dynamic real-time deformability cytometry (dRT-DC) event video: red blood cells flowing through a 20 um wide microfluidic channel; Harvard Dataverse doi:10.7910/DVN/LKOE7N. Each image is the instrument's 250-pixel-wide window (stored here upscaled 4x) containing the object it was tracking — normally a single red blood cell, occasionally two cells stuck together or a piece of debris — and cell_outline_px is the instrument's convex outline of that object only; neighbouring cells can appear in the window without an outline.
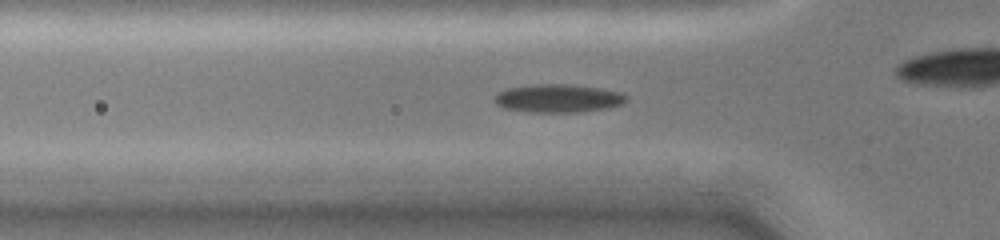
{"species": "common noctule bat (a hibernating species)", "species_latin": "Nyctalus noctula", "temperature_condition": "cold", "stored_images_in_passage": 41, "camera_frame_rate_fps": 3000, "um_per_image_px": 0.085, "animal": {"sex": "female", "body_mass_g": 19.0, "forearm_length_mm": 51.5}, "frame": {"image": 1, "passage_image": 7, "time_ms": 2.0, "image_size_px": [1000, 240], "cell_outline_px": [[628, 100], [620, 104], [608, 108], [572, 112], [528, 112], [504, 108], [496, 104], [492, 100], [492, 96], [496, 92], [508, 88], [536, 84], [564, 84], [600, 88], [620, 92], [628, 96]], "centroid_in_image_um": [47.38, 8.36], "position_along_channel_um": 78.4, "area_um2": 21.73}}
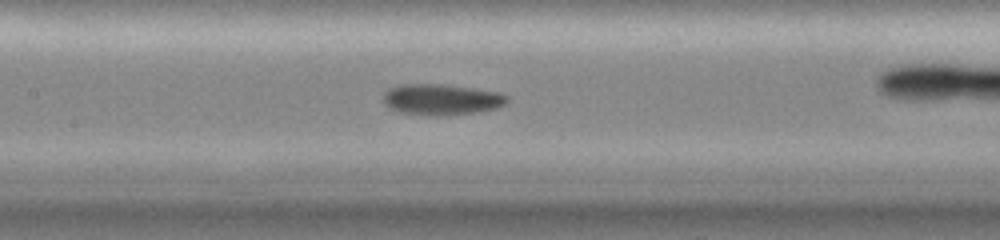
{"frame": {"image": 2, "passage_image": 14, "time_ms": 4.333, "image_size_px": [1000, 240], "cell_outline_px": [[508, 100], [504, 104], [496, 108], [476, 112], [440, 116], [428, 116], [396, 112], [388, 108], [384, 104], [384, 92], [388, 88], [400, 84], [440, 84], [472, 88], [500, 92], [508, 96]], "centroid_in_image_um": [37.47, 8.46], "position_along_channel_um": 169.9, "area_um2": 22.6}}
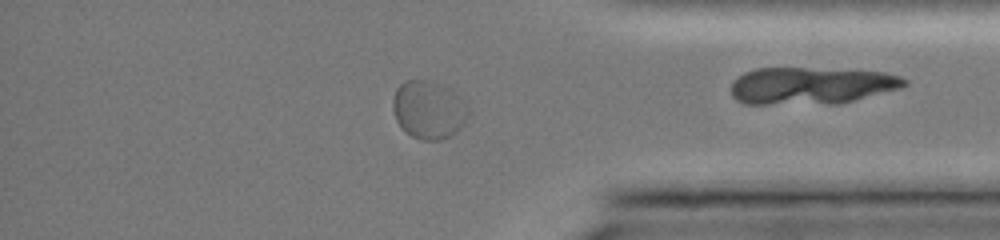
{"frame": {"image": 3, "passage_image": 33, "time_ms": 10.333, "image_size_px": [1000, 240], "cell_outline_px": [[472, 112], [460, 128], [456, 132], [440, 140], [420, 140], [404, 132], [396, 120], [392, 108], [392, 100], [396, 88], [404, 80], [428, 80], [440, 84], [460, 96]], "centroid_in_image_um": [36.43, 9.33], "position_along_channel_um": 398.8, "area_um2": 25.84}, "authors_computed_cell_mechanics": {"area_um2": 21.5016, "velocity_mm_per_s": 3.9268, "shape_relaxation_time_tau1_ms": null, "shape_relaxation_time_tau2_ms": 0.8875, "deformation_change_tau1": null, "deformation_change_tau2": 0.0358}}